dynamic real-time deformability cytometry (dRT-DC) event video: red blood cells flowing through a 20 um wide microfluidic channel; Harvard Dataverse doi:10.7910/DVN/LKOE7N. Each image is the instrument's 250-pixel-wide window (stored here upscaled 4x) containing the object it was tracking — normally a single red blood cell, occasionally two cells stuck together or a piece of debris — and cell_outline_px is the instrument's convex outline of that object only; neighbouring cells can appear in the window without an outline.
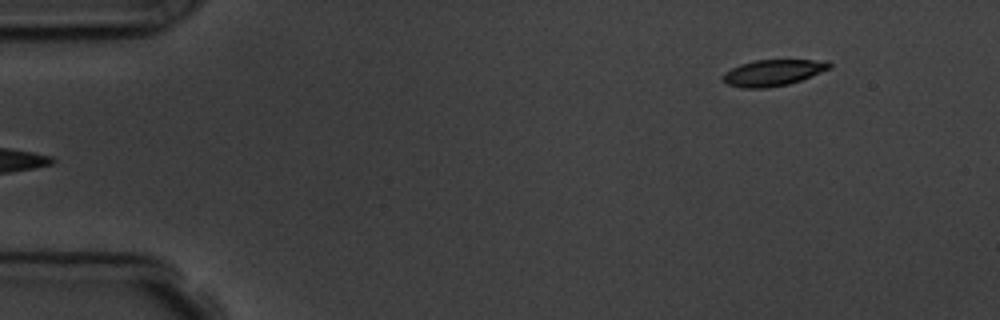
{"species": "common noctule bat (a hibernating species)", "species_latin": "Nyctalus noctula", "temperature_condition": "room temperature", "stored_images_in_passage": 5, "segment_of_instrument_passage": [2, 2], "camera_frame_rate_fps": 3000, "um_per_image_px": 0.085, "animal": {"sex": "male", "body_mass_g": 19.5, "forearm_length_mm": 54.6}, "frame": {"image": 1, "passage_image": 5, "time_ms": 5.667, "image_size_px": [1000, 320], "cell_outline_px": [[832, 68], [800, 80], [788, 84], [764, 88], [740, 88], [728, 84], [720, 80], [720, 76], [724, 72], [740, 64], [756, 60], [828, 60], [832, 64]], "centroid_in_image_um": [65.68, 6.18], "position_along_channel_um": 19.3, "area_um2": 16.42}}